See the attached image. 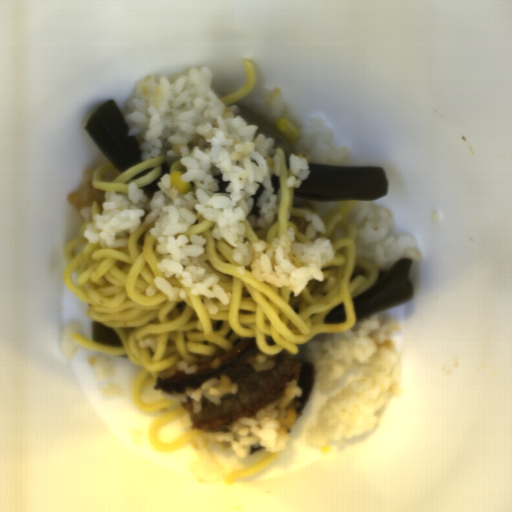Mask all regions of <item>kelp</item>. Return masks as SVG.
Returning <instances> with one entry per match:
<instances>
[{
    "label": "kelp",
    "mask_w": 512,
    "mask_h": 512,
    "mask_svg": "<svg viewBox=\"0 0 512 512\" xmlns=\"http://www.w3.org/2000/svg\"><path fill=\"white\" fill-rule=\"evenodd\" d=\"M92 341L102 345L115 347H124L118 333L111 325L103 322H92L91 325Z\"/></svg>",
    "instance_id": "obj_4"
},
{
    "label": "kelp",
    "mask_w": 512,
    "mask_h": 512,
    "mask_svg": "<svg viewBox=\"0 0 512 512\" xmlns=\"http://www.w3.org/2000/svg\"><path fill=\"white\" fill-rule=\"evenodd\" d=\"M84 128L119 173L144 161L141 159L139 139L129 135L131 126L114 100L97 108L87 119Z\"/></svg>",
    "instance_id": "obj_2"
},
{
    "label": "kelp",
    "mask_w": 512,
    "mask_h": 512,
    "mask_svg": "<svg viewBox=\"0 0 512 512\" xmlns=\"http://www.w3.org/2000/svg\"><path fill=\"white\" fill-rule=\"evenodd\" d=\"M259 183V188L256 191L255 194L251 195L250 198L253 200V208L249 214V216H254L255 218H259L260 214L259 211L261 210L260 207L257 205L260 197L262 196L263 192L266 190L262 182Z\"/></svg>",
    "instance_id": "obj_7"
},
{
    "label": "kelp",
    "mask_w": 512,
    "mask_h": 512,
    "mask_svg": "<svg viewBox=\"0 0 512 512\" xmlns=\"http://www.w3.org/2000/svg\"><path fill=\"white\" fill-rule=\"evenodd\" d=\"M307 165L308 175L298 187H293L295 197L345 202L379 199L390 190L388 177L381 167Z\"/></svg>",
    "instance_id": "obj_1"
},
{
    "label": "kelp",
    "mask_w": 512,
    "mask_h": 512,
    "mask_svg": "<svg viewBox=\"0 0 512 512\" xmlns=\"http://www.w3.org/2000/svg\"><path fill=\"white\" fill-rule=\"evenodd\" d=\"M213 178L216 179L217 182H218L219 190H218L217 193H225V192H227L226 189L229 186L231 181H224L223 180V174H218V175H216Z\"/></svg>",
    "instance_id": "obj_8"
},
{
    "label": "kelp",
    "mask_w": 512,
    "mask_h": 512,
    "mask_svg": "<svg viewBox=\"0 0 512 512\" xmlns=\"http://www.w3.org/2000/svg\"><path fill=\"white\" fill-rule=\"evenodd\" d=\"M174 162V161H173ZM173 162L171 161H168L166 158L165 160L162 162V164L160 165V168H161V173L160 175L154 179L152 182H150L149 184L145 185V186H142L140 187V189H142L143 191V194H146L147 196V201H151V198L152 196L154 195L155 192L159 191L160 187L158 185V181L165 175V174H170V170H171V166L173 164Z\"/></svg>",
    "instance_id": "obj_5"
},
{
    "label": "kelp",
    "mask_w": 512,
    "mask_h": 512,
    "mask_svg": "<svg viewBox=\"0 0 512 512\" xmlns=\"http://www.w3.org/2000/svg\"><path fill=\"white\" fill-rule=\"evenodd\" d=\"M411 258L402 257L391 267L378 268L377 281L365 292L353 297L356 323L374 314L386 313L412 300Z\"/></svg>",
    "instance_id": "obj_3"
},
{
    "label": "kelp",
    "mask_w": 512,
    "mask_h": 512,
    "mask_svg": "<svg viewBox=\"0 0 512 512\" xmlns=\"http://www.w3.org/2000/svg\"><path fill=\"white\" fill-rule=\"evenodd\" d=\"M346 317L344 303L338 304L322 318V324L343 323Z\"/></svg>",
    "instance_id": "obj_6"
}]
</instances>
